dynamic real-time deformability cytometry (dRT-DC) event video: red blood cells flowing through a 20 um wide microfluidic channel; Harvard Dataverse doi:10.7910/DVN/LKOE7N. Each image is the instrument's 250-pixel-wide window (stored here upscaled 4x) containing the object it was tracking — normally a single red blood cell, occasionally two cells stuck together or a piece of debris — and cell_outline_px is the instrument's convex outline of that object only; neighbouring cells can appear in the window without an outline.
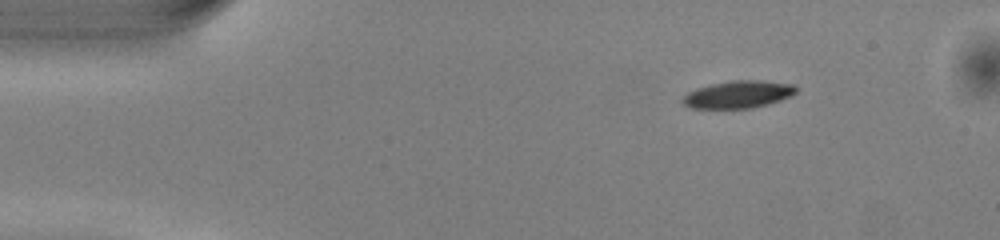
{"species": "common noctule bat (a hibernating species)", "species_latin": "Nyctalus noctula", "temperature_condition": "warm", "stored_images_in_passage": 44, "camera_frame_rate_fps": 3000, "um_per_image_px": 0.085, "animal": {"sex": "male", "body_mass_g": 13.0, "forearm_length_mm": 53.1}, "frame": {"image": 1, "passage_image": 1, "time_ms": 0.0, "image_size_px": [1000, 240], "cell_outline_px": [[796, 92], [780, 100], [768, 104], [748, 108], [692, 108], [684, 104], [680, 100], [688, 92], [696, 88], [712, 84], [732, 80], [760, 80], [796, 84]], "centroid_in_image_um": [62.74, 8.01], "position_along_channel_um": 22.3, "area_um2": 17.98}}
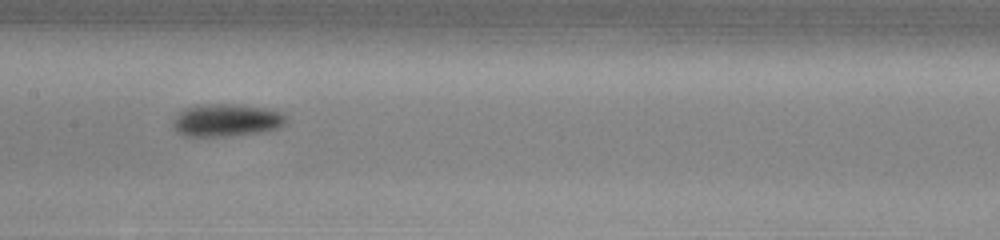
{"frame": {"image": 2, "passage_image": 19, "time_ms": 6.0, "image_size_px": [1000, 240], "cell_outline_px": [[288, 124], [276, 128], [260, 132], [228, 136], [184, 136], [176, 132], [172, 128], [172, 120], [184, 108], [196, 104], [240, 104], [268, 108], [284, 112], [288, 116]], "centroid_in_image_um": [19.27, 10.2], "position_along_channel_um": 188.1, "area_um2": 22.08}}
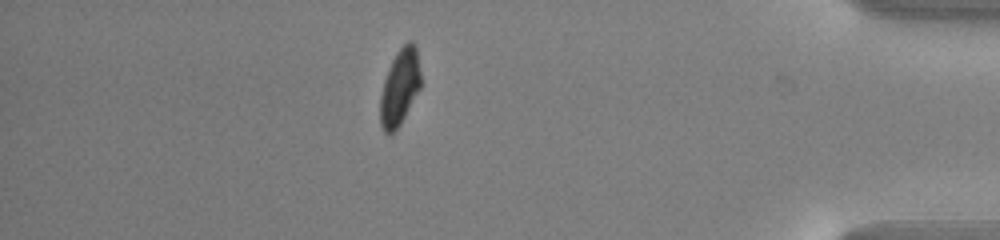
{"frame": {"image": 3, "passage_image": 38, "time_ms": 12.333, "image_size_px": [1000, 240], "cell_outline_px": [[420, 88], [400, 124], [392, 132], [384, 132], [380, 124], [380, 96], [384, 80], [388, 68], [396, 52], [408, 40], [412, 40], [416, 48], [420, 72]], "centroid_in_image_um": [33.97, 7.38], "position_along_channel_um": 401.2, "area_um2": 17.74}, "authors_computed_cell_mechanics": {"area_um2": 19.2185, "velocity_mm_per_s": 4.0634, "shape_relaxation_time_tau1_ms": 2.0221, "shape_relaxation_time_tau2_ms": null, "deformation_change_tau1": 0.1137, "deformation_change_tau2": null}}